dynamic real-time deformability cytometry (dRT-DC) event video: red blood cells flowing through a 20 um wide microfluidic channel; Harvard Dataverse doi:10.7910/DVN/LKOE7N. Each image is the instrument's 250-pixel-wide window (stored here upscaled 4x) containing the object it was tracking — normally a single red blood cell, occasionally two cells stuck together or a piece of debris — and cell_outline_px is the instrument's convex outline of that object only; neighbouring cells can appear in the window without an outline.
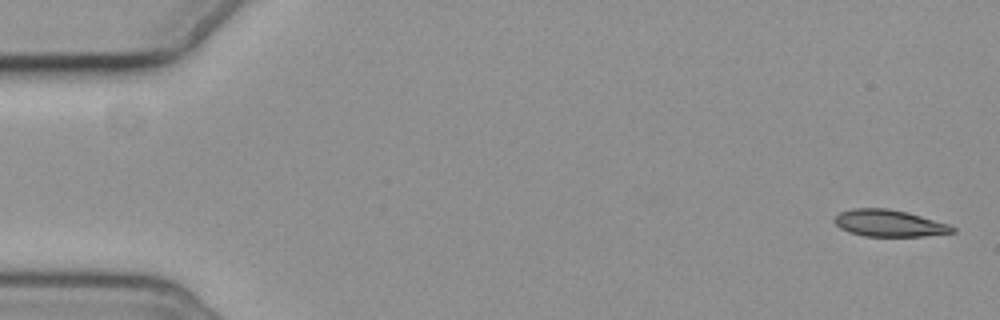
{"species": "common noctule bat (a hibernating species)", "species_latin": "Nyctalus noctula", "temperature_condition": "cold", "stored_images_in_passage": 9, "camera_frame_rate_fps": 3000, "um_per_image_px": 0.085, "animal": {"sex": "female", "body_mass_g": 19.3, "forearm_length_mm": 54.1}, "frame": {"image": 1, "passage_image": 1, "time_ms": 0.0, "image_size_px": [1000, 320], "cell_outline_px": [[956, 232], [924, 236], [864, 236], [848, 232], [840, 228], [836, 224], [836, 216], [840, 212], [852, 208], [888, 208], [908, 212], [948, 224], [956, 228]], "centroid_in_image_um": [75.59, 18.97], "position_along_channel_um": 9.4, "area_um2": 18.38}}
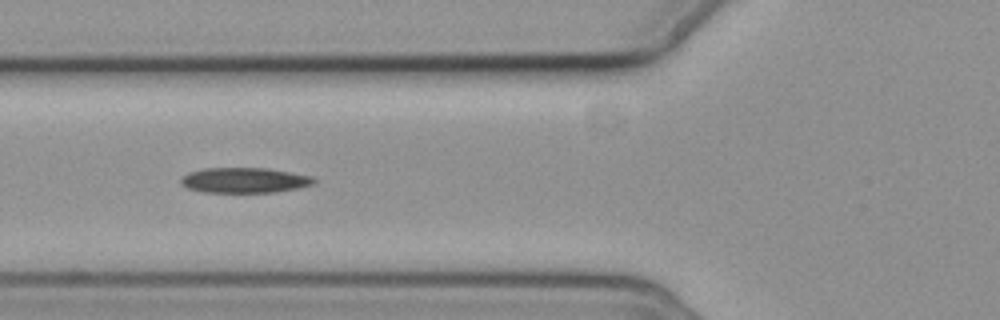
{"frame": {"image": 2, "passage_image": 7, "time_ms": 6.667, "image_size_px": [1000, 320], "cell_outline_px": [[316, 184], [276, 192], [204, 192], [188, 188], [180, 184], [180, 180], [188, 172], [204, 168], [268, 168], [312, 176], [316, 180]], "centroid_in_image_um": [20.79, 15.32], "position_along_channel_um": 105.0, "area_um2": 19.59}}
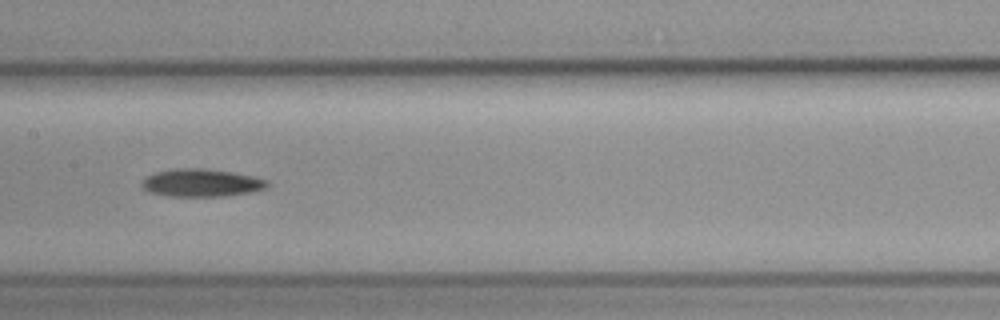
{"frame": {"image": 3, "passage_image": 9, "time_ms": 9.0, "image_size_px": [1000, 320], "cell_outline_px": [[268, 184], [264, 188], [252, 192], [228, 196], [168, 196], [148, 192], [140, 184], [144, 176], [156, 172], [176, 168], [200, 168], [228, 172], [252, 176], [268, 180]], "centroid_in_image_um": [17.06, 15.55], "position_along_channel_um": 190.3, "area_um2": 20.23}}